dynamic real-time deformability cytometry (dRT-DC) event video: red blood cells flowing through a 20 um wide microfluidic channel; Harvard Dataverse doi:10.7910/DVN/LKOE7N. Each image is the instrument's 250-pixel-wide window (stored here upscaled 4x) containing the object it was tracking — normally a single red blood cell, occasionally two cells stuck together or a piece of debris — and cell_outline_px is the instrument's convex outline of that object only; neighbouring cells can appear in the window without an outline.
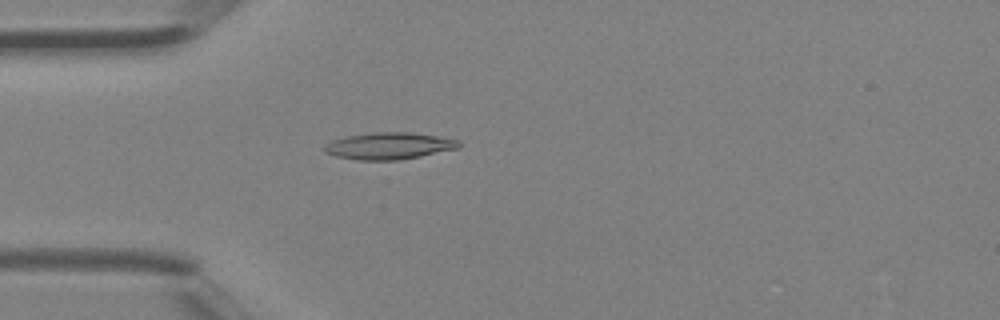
{"species": "Egyptian fruit bat (a non-hibernating species)", "species_latin": "Rousettus aegyptiacus", "temperature_condition": "room temperature", "stored_images_in_passage": 46, "camera_frame_rate_fps": 3000, "um_per_image_px": 0.085, "animal": {"sex": "female"}, "frame": {"image": 1, "passage_image": 13, "time_ms": 4.0, "image_size_px": [1000, 320], "cell_outline_px": [[460, 148], [400, 160], [356, 160], [336, 156], [324, 152], [320, 148], [324, 144], [332, 140], [344, 136], [372, 132], [412, 132], [460, 140]], "centroid_in_image_um": [33.01, 12.4], "position_along_channel_um": 52.0, "area_um2": 21.33}}
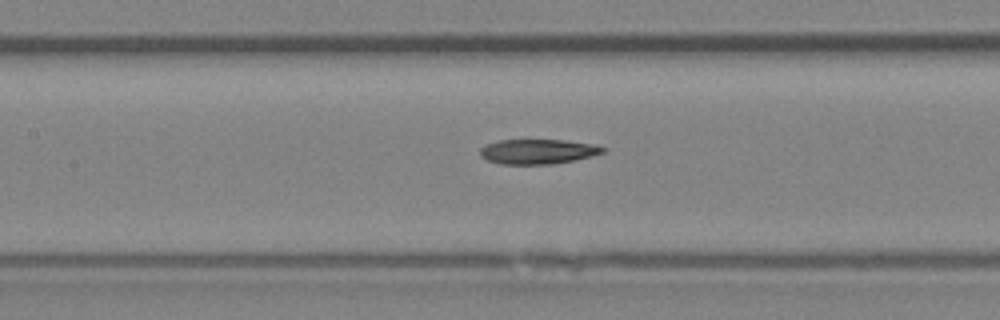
{"frame": {"image": 2, "passage_image": 21, "time_ms": 6.667, "image_size_px": [1000, 320], "cell_outline_px": [[608, 148], [604, 152], [592, 156], [572, 160], [548, 164], [500, 164], [488, 160], [480, 156], [480, 148], [484, 144], [500, 140], [564, 140], [596, 144]], "centroid_in_image_um": [45.72, 12.87], "position_along_channel_um": 161.7, "area_um2": 17.8}}
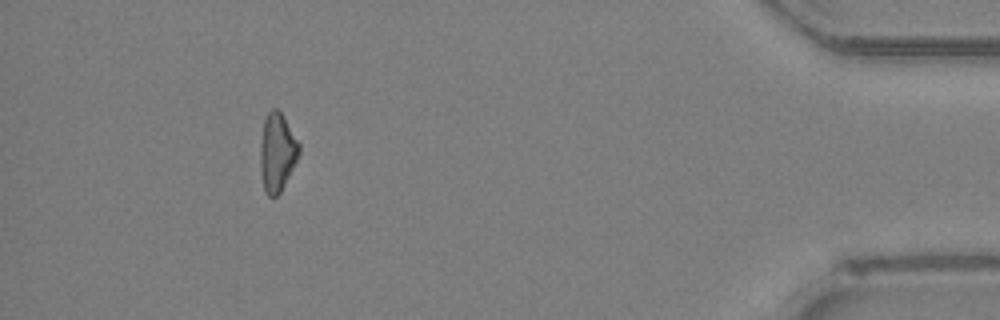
{"frame": {"image": 3, "passage_image": 42, "time_ms": 13.667, "image_size_px": [1000, 320], "cell_outline_px": [[300, 152], [280, 192], [276, 196], [268, 196], [264, 192], [260, 172], [260, 144], [264, 120], [268, 112], [272, 108], [276, 108], [280, 112], [300, 144]], "centroid_in_image_um": [23.53, 12.95], "position_along_channel_um": 411.7, "area_um2": 17.51}}